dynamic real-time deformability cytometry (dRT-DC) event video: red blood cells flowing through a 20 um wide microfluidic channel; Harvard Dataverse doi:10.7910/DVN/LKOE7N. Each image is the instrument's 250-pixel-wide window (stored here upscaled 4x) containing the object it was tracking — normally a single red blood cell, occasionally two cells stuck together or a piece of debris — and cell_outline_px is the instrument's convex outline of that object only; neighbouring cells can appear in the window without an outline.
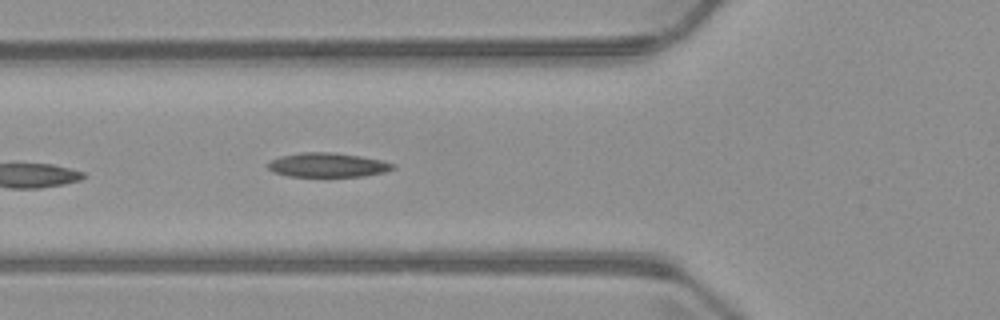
{"species": "common noctule bat (a hibernating species)", "species_latin": "Nyctalus noctula", "temperature_condition": "warm", "stored_images_in_passage": 6, "camera_frame_rate_fps": 3000, "um_per_image_px": 0.085, "animal": {"sex": "male", "body_mass_g": 23.1, "forearm_length_mm": 52.7}, "frame": {"image": 1, "passage_image": 6, "time_ms": 6.333, "image_size_px": [1000, 320], "cell_outline_px": [[396, 168], [384, 172], [364, 176], [288, 176], [272, 172], [264, 164], [280, 156], [300, 152], [336, 152], [360, 156], [380, 160], [396, 164]], "centroid_in_image_um": [27.82, 14.02], "position_along_channel_um": 98.0, "area_um2": 17.8}}